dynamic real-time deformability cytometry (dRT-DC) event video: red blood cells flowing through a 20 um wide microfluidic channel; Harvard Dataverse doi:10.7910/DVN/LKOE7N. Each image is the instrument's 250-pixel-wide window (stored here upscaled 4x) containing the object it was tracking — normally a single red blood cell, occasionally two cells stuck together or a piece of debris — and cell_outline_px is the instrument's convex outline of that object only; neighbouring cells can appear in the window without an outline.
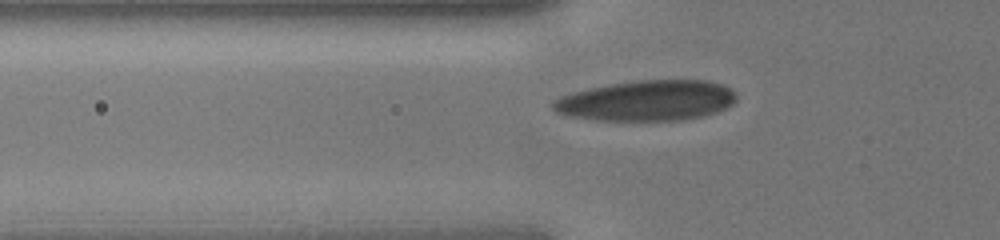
{"species": "human", "species_latin": "Homo sapiens", "temperature_condition": "cold", "stored_images_in_passage": 31, "camera_frame_rate_fps": 3000, "um_per_image_px": 0.085, "donor": {"sex": "male"}, "frame": {"image": 1, "passage_image": 5, "time_ms": 1.333, "image_size_px": [1000, 240], "cell_outline_px": [[736, 100], [728, 108], [704, 116], [684, 120], [596, 120], [564, 116], [556, 112], [548, 104], [552, 100], [560, 96], [572, 92], [608, 84], [636, 80], [708, 80], [732, 88], [736, 92]], "centroid_in_image_um": [54.96, 8.55], "position_along_channel_um": 70.8, "area_um2": 43.87}}
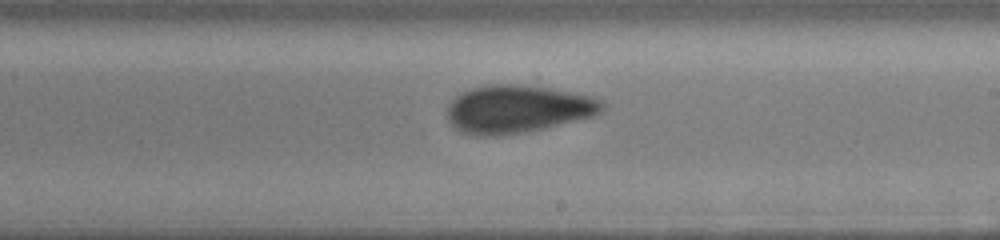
{"frame": {"image": 2, "passage_image": 16, "time_ms": 5.0, "image_size_px": [1000, 240], "cell_outline_px": [[608, 104], [600, 112], [592, 116], [544, 128], [504, 136], [476, 136], [460, 132], [448, 120], [448, 104], [460, 92], [472, 88], [488, 84], [516, 84], [572, 92], [592, 96], [604, 100]], "centroid_in_image_um": [43.99, 9.27], "position_along_channel_um": 245.0, "area_um2": 43.35}}
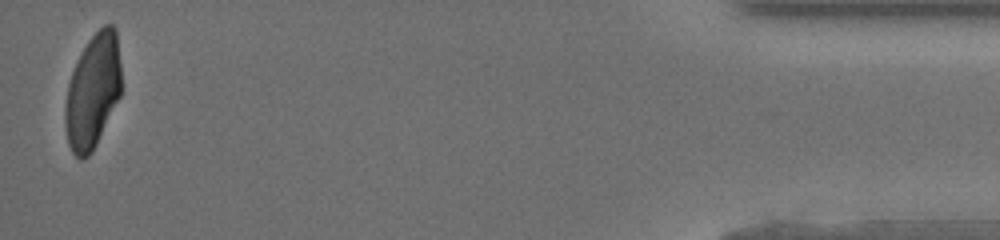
{"frame": {"image": 3, "passage_image": 31, "time_ms": 10.0, "image_size_px": [1000, 240], "cell_outline_px": [[120, 96], [92, 152], [88, 156], [80, 160], [72, 152], [68, 144], [64, 124], [64, 108], [68, 84], [72, 72], [88, 40], [104, 24], [112, 24], [116, 28], [120, 64]], "centroid_in_image_um": [7.87, 7.77], "position_along_channel_um": 427.3, "area_um2": 37.17}}